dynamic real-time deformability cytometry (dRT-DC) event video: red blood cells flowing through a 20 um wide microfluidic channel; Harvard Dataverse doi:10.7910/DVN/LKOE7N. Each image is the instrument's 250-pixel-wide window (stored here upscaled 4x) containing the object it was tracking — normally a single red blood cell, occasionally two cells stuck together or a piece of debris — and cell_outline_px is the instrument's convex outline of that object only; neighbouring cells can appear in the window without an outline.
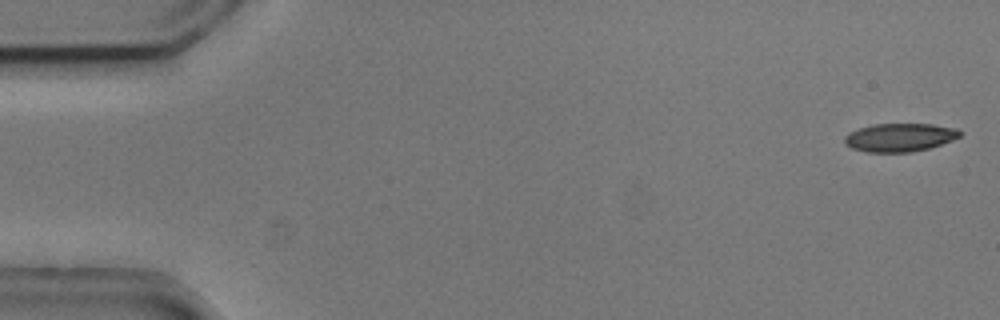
{"species": "common noctule bat (a hibernating species)", "species_latin": "Nyctalus noctula", "temperature_condition": "cold", "stored_images_in_passage": 10, "camera_frame_rate_fps": 3000, "um_per_image_px": 0.085, "animal": {"sex": "male", "body_mass_g": 20.5, "forearm_length_mm": 52.5}, "frame": {"image": 1, "passage_image": 1, "time_ms": 0.0, "image_size_px": [1000, 320], "cell_outline_px": [[960, 136], [952, 140], [928, 148], [912, 152], [868, 152], [852, 148], [844, 144], [844, 136], [848, 132], [872, 124], [932, 124], [956, 128], [960, 132]], "centroid_in_image_um": [76.43, 11.68], "position_along_channel_um": 8.6, "area_um2": 18.96}}